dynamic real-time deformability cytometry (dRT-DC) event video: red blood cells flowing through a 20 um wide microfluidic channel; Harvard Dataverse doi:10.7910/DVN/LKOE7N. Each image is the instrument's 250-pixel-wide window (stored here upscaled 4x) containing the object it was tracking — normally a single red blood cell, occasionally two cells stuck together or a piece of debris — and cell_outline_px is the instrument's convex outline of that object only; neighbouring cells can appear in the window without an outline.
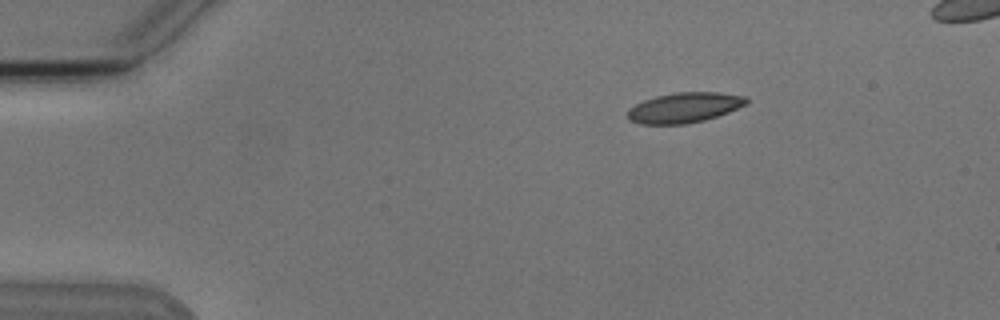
{"species": "Egyptian fruit bat (a non-hibernating species)", "species_latin": "Rousettus aegyptiacus", "temperature_condition": "cold", "stored_images_in_passage": 5, "camera_frame_rate_fps": 3000, "um_per_image_px": 0.085, "animal": {"sex": "male"}, "frame": {"image": 1, "passage_image": 2, "time_ms": 2.333, "image_size_px": [1000, 320], "cell_outline_px": [[748, 104], [728, 112], [704, 120], [684, 124], [640, 124], [628, 120], [628, 108], [644, 100], [656, 96], [676, 92], [720, 92], [744, 96], [748, 100]], "centroid_in_image_um": [58.16, 9.14], "position_along_channel_um": 26.8, "area_um2": 20.87}}